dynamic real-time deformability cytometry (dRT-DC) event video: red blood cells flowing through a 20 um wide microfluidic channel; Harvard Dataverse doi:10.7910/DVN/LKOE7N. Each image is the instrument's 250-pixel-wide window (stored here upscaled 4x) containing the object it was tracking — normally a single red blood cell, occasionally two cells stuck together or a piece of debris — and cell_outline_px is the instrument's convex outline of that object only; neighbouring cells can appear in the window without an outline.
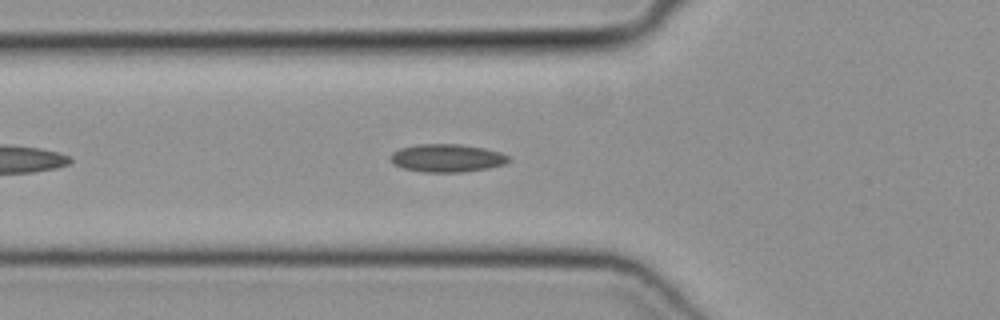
{"species": "common noctule bat (a hibernating species)", "species_latin": "Nyctalus noctula", "temperature_condition": "cold", "stored_images_in_passage": 13, "camera_frame_rate_fps": 3000, "um_per_image_px": 0.085, "animal": {"sex": "female", "body_mass_g": 19.3, "forearm_length_mm": 54.1}, "frame": {"image": 1, "passage_image": 6, "time_ms": 1.667, "image_size_px": [1000, 320], "cell_outline_px": [[508, 160], [504, 164], [488, 168], [464, 172], [420, 172], [404, 168], [392, 164], [392, 152], [400, 148], [416, 144], [460, 144], [484, 148], [500, 152], [508, 156]], "centroid_in_image_um": [37.97, 13.43], "position_along_channel_um": 87.8, "area_um2": 19.19}}
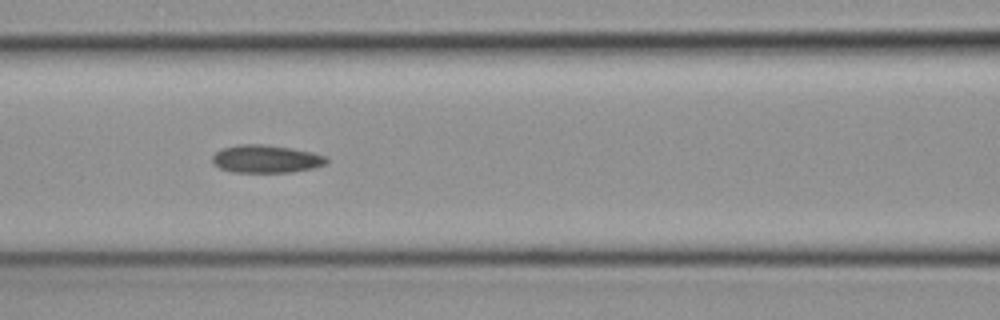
{"frame": {"image": 2, "passage_image": 10, "time_ms": 3.0, "image_size_px": [1000, 320], "cell_outline_px": [[328, 164], [312, 168], [292, 172], [232, 172], [220, 168], [212, 164], [212, 156], [216, 152], [224, 148], [240, 144], [264, 144], [292, 148], [312, 152], [324, 156], [328, 160]], "centroid_in_image_um": [22.61, 13.51], "position_along_channel_um": 144.0, "area_um2": 18.55}}